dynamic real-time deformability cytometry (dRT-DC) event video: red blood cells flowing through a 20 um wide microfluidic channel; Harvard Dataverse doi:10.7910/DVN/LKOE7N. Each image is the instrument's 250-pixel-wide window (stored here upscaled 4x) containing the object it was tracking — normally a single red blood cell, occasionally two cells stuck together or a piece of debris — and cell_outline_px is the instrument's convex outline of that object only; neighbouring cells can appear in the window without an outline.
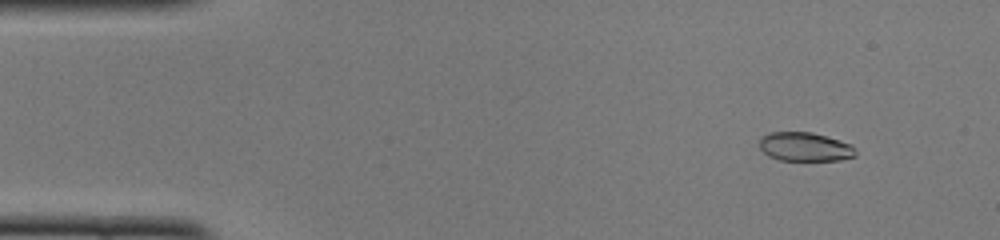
{"species": "common noctule bat (a hibernating species)", "species_latin": "Nyctalus noctula", "temperature_condition": "cold", "stored_images_in_passage": 50, "camera_frame_rate_fps": 3000, "um_per_image_px": 0.085, "animal": {"sex": "female", "body_mass_g": 22.0, "forearm_length_mm": 56.7}, "frame": {"image": 1, "passage_image": 5, "time_ms": 1.333, "image_size_px": [1000, 240], "cell_outline_px": [[856, 156], [840, 160], [780, 160], [768, 156], [760, 148], [760, 136], [768, 132], [812, 132], [840, 140], [852, 144], [856, 152]], "centroid_in_image_um": [68.42, 12.47], "position_along_channel_um": 16.6, "area_um2": 16.3}}
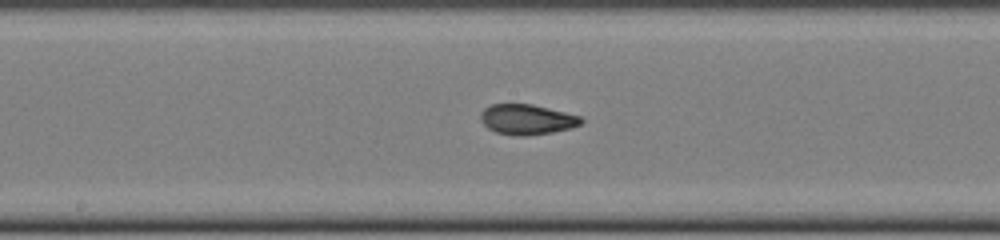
{"frame": {"image": 2, "passage_image": 26, "time_ms": 8.333, "image_size_px": [1000, 240], "cell_outline_px": [[584, 120], [580, 124], [572, 128], [552, 132], [528, 136], [520, 136], [496, 132], [488, 128], [480, 120], [480, 112], [484, 108], [492, 104], [532, 104], [580, 116]], "centroid_in_image_um": [44.78, 10.15], "position_along_channel_um": 203.4, "area_um2": 17.69}}
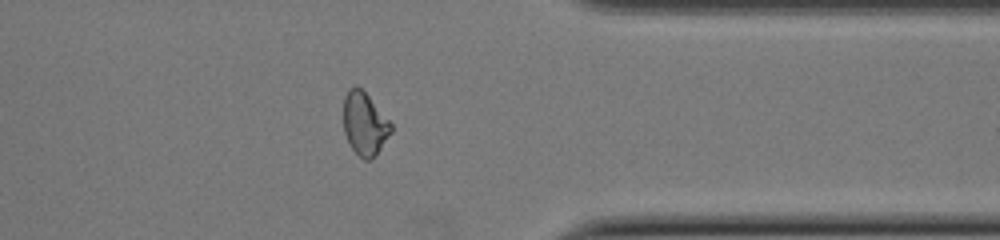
{"frame": {"image": 3, "passage_image": 40, "time_ms": 13.0, "image_size_px": [1000, 240], "cell_outline_px": [[392, 132], [376, 156], [372, 160], [364, 160], [352, 148], [344, 132], [344, 96], [348, 88], [360, 88], [368, 96], [392, 124]], "centroid_in_image_um": [31.0, 10.56], "position_along_channel_um": 380.4, "area_um2": 17.22}, "authors_computed_cell_mechanics": {"area_um2": 17.6868, "velocity_mm_per_s": 4.0027, "shape_relaxation_time_tau1_ms": null, "shape_relaxation_time_tau2_ms": 1.2061, "deformation_change_tau1": null, "deformation_change_tau2": 0.0693}}